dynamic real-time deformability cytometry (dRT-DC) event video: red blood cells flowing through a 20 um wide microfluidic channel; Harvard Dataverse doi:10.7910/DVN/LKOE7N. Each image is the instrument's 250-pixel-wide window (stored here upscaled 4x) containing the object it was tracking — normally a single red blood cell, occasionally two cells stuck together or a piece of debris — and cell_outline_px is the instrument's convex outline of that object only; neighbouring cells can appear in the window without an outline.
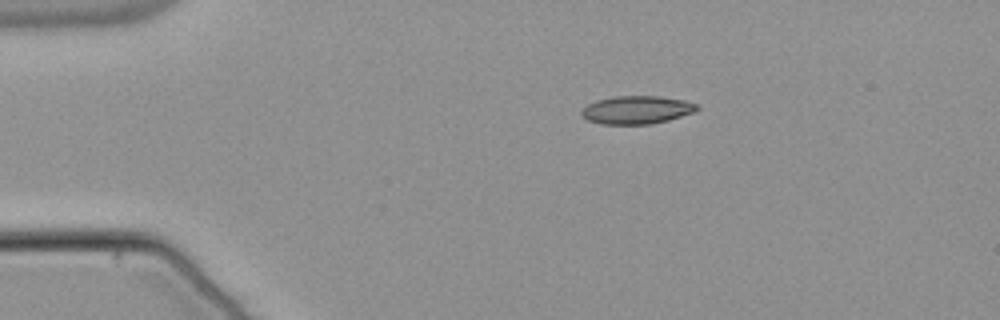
{"species": "common noctule bat (a hibernating species)", "species_latin": "Nyctalus noctula", "temperature_condition": "warm", "stored_images_in_passage": 45, "camera_frame_rate_fps": 3000, "um_per_image_px": 0.085, "animal": {"sex": "male", "body_mass_g": 21.5, "forearm_length_mm": 52.0}, "frame": {"image": 1, "passage_image": 1, "time_ms": 0.0, "image_size_px": [1000, 320], "cell_outline_px": [[700, 108], [696, 112], [668, 120], [652, 124], [600, 124], [588, 120], [580, 116], [580, 112], [588, 104], [596, 100], [612, 96], [660, 96], [684, 100], [696, 104]], "centroid_in_image_um": [54.12, 9.34], "position_along_channel_um": 30.9, "area_um2": 19.07}}
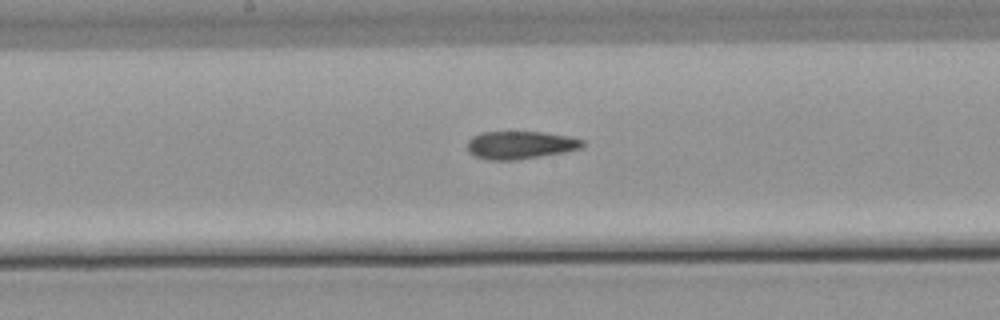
{"frame": {"image": 2, "passage_image": 19, "time_ms": 6.0, "image_size_px": [1000, 320], "cell_outline_px": [[584, 144], [580, 148], [564, 152], [512, 160], [488, 160], [476, 156], [468, 152], [468, 140], [472, 136], [480, 132], [540, 132], [572, 136], [584, 140]], "centroid_in_image_um": [44.21, 12.31], "position_along_channel_um": 204.0, "area_um2": 18.61}}
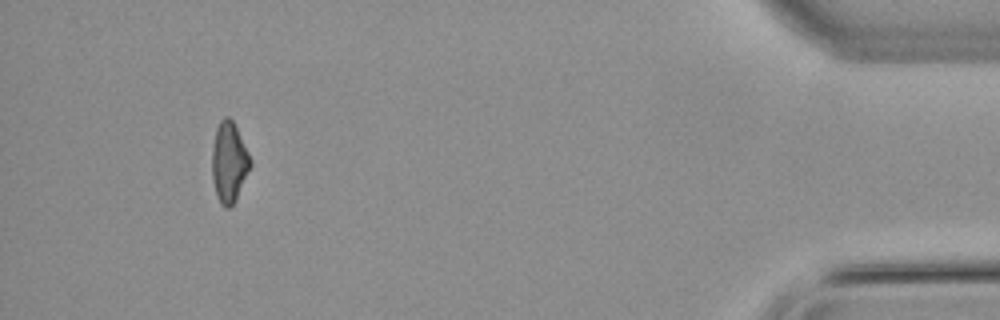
{"frame": {"image": 3, "passage_image": 41, "time_ms": 13.333, "image_size_px": [1000, 320], "cell_outline_px": [[252, 164], [232, 204], [228, 208], [224, 208], [220, 204], [212, 180], [212, 144], [216, 128], [220, 120], [224, 116], [228, 116], [232, 120], [252, 160]], "centroid_in_image_um": [19.44, 13.75], "position_along_channel_um": 415.8, "area_um2": 17.69}, "authors_computed_cell_mechanics": {"area_um2": 18.6694, "velocity_mm_per_s": 3.811, "shape_relaxation_time_tau1_ms": null, "shape_relaxation_time_tau2_ms": 3.3452, "deformation_change_tau1": null, "deformation_change_tau2": 0.1228}}